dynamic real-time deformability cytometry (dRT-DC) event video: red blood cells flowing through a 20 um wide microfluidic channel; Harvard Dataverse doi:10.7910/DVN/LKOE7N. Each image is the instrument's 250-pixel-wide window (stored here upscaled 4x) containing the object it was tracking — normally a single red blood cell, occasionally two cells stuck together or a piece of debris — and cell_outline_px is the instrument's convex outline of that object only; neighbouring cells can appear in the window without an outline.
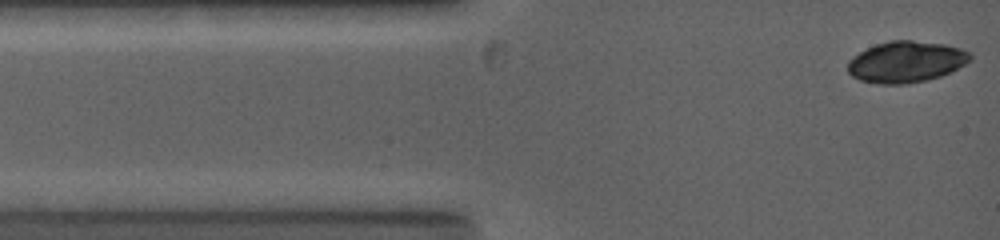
{"species": "common noctule bat (a hibernating species)", "species_latin": "Nyctalus noctula", "temperature_condition": "warm", "stored_images_in_passage": 8, "camera_frame_rate_fps": 5000, "um_per_image_px": 0.085, "animal": {"sex": "female", "body_mass_g": 19.0, "forearm_length_mm": 53.3}, "frame": {"image": 1, "passage_image": 1, "time_ms": 0.0, "image_size_px": [1000, 240], "cell_outline_px": [[972, 60], [952, 72], [928, 80], [908, 84], [880, 84], [860, 80], [852, 76], [848, 72], [848, 60], [852, 56], [876, 44], [888, 40], [912, 40], [944, 44], [960, 48], [972, 52]], "centroid_in_image_um": [77.05, 5.26], "position_along_channel_um": 8.0, "area_um2": 29.77}}
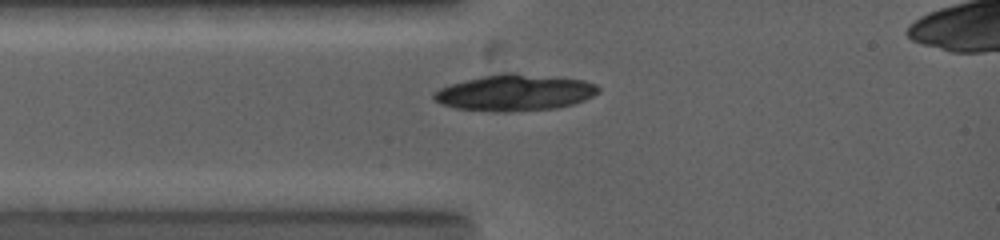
{"frame": {"image": 2, "passage_image": 4, "time_ms": 2.0, "image_size_px": [1000, 240], "cell_outline_px": [[600, 92], [584, 100], [572, 104], [556, 108], [504, 112], [492, 112], [456, 108], [440, 104], [432, 100], [432, 92], [440, 88], [452, 84], [480, 76], [504, 72], [512, 72], [584, 80], [596, 84], [600, 88]], "centroid_in_image_um": [43.73, 7.87], "position_along_channel_um": 41.3, "area_um2": 35.03}}